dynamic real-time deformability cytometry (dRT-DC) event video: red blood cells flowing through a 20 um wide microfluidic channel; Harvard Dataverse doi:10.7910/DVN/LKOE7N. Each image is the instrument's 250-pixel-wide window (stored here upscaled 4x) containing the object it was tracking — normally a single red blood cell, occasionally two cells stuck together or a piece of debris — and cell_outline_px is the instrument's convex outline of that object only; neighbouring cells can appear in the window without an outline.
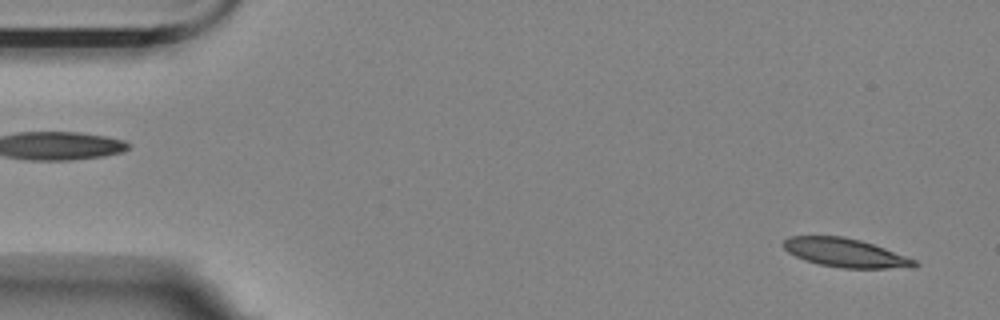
{"species": "Egyptian fruit bat (a non-hibernating species)", "species_latin": "Rousettus aegyptiacus", "temperature_condition": "room temperature", "stored_images_in_passage": 9, "camera_frame_rate_fps": 3000, "um_per_image_px": 0.085, "animal": {"sex": "female"}, "frame": {"image": 1, "passage_image": 1, "time_ms": 0.0, "image_size_px": [1000, 320], "cell_outline_px": [[920, 264], [916, 268], [844, 268], [820, 264], [804, 260], [788, 252], [784, 248], [784, 240], [788, 236], [844, 236], [860, 240], [884, 248], [916, 260]], "centroid_in_image_um": [71.88, 21.49], "position_along_channel_um": 13.1, "area_um2": 21.85}}